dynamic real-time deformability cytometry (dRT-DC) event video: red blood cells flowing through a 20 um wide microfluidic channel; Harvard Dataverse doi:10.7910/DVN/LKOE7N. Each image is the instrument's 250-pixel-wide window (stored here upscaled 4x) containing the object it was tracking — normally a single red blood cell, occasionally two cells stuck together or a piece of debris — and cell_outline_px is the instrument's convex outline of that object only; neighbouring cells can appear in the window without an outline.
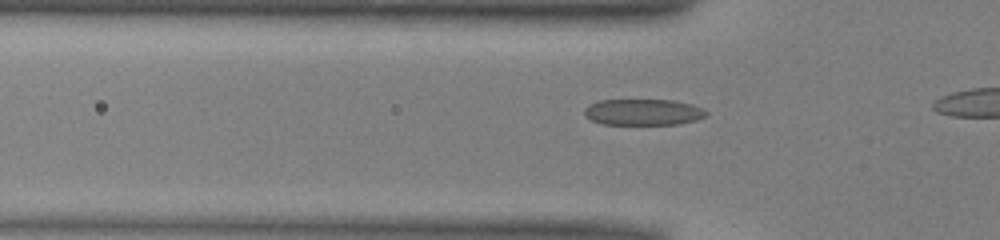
{"species": "common noctule bat (a hibernating species)", "species_latin": "Nyctalus noctula", "temperature_condition": "warm", "stored_images_in_passage": 9, "camera_frame_rate_fps": 3000, "um_per_image_px": 0.085, "animal": {"sex": "male", "body_mass_g": 13.0, "forearm_length_mm": 53.1}, "frame": {"image": 1, "passage_image": 7, "time_ms": 2.0, "image_size_px": [1000, 240], "cell_outline_px": [[708, 112], [704, 116], [696, 120], [680, 124], [604, 124], [592, 120], [584, 116], [584, 108], [588, 104], [600, 100], [672, 100], [692, 104], [704, 108]], "centroid_in_image_um": [54.66, 9.52], "position_along_channel_um": 71.1, "area_um2": 18.67}}